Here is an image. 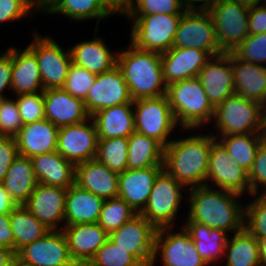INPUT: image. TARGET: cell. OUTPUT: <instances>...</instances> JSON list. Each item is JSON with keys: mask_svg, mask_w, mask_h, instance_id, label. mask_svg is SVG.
I'll return each instance as SVG.
<instances>
[{"mask_svg": "<svg viewBox=\"0 0 266 266\" xmlns=\"http://www.w3.org/2000/svg\"><path fill=\"white\" fill-rule=\"evenodd\" d=\"M211 187V185H205L187 189L186 192L189 194L187 220L226 233L241 231L244 228L245 205H241L237 199L242 195Z\"/></svg>", "mask_w": 266, "mask_h": 266, "instance_id": "obj_1", "label": "cell"}, {"mask_svg": "<svg viewBox=\"0 0 266 266\" xmlns=\"http://www.w3.org/2000/svg\"><path fill=\"white\" fill-rule=\"evenodd\" d=\"M215 139L213 134L172 139L164 148L163 169L185 189L205 186L210 149Z\"/></svg>", "mask_w": 266, "mask_h": 266, "instance_id": "obj_2", "label": "cell"}, {"mask_svg": "<svg viewBox=\"0 0 266 266\" xmlns=\"http://www.w3.org/2000/svg\"><path fill=\"white\" fill-rule=\"evenodd\" d=\"M116 54L117 66L123 73L133 100L167 94L161 53L142 50L130 43L127 50Z\"/></svg>", "mask_w": 266, "mask_h": 266, "instance_id": "obj_3", "label": "cell"}, {"mask_svg": "<svg viewBox=\"0 0 266 266\" xmlns=\"http://www.w3.org/2000/svg\"><path fill=\"white\" fill-rule=\"evenodd\" d=\"M166 95L176 124L184 130L200 129L213 120L215 108L197 77L169 84Z\"/></svg>", "mask_w": 266, "mask_h": 266, "instance_id": "obj_4", "label": "cell"}, {"mask_svg": "<svg viewBox=\"0 0 266 266\" xmlns=\"http://www.w3.org/2000/svg\"><path fill=\"white\" fill-rule=\"evenodd\" d=\"M213 120L218 130L216 139L222 135L266 134V107L236 93L215 108Z\"/></svg>", "mask_w": 266, "mask_h": 266, "instance_id": "obj_5", "label": "cell"}, {"mask_svg": "<svg viewBox=\"0 0 266 266\" xmlns=\"http://www.w3.org/2000/svg\"><path fill=\"white\" fill-rule=\"evenodd\" d=\"M125 17L134 21L130 43L139 49L162 54L172 48L182 15H126Z\"/></svg>", "mask_w": 266, "mask_h": 266, "instance_id": "obj_6", "label": "cell"}, {"mask_svg": "<svg viewBox=\"0 0 266 266\" xmlns=\"http://www.w3.org/2000/svg\"><path fill=\"white\" fill-rule=\"evenodd\" d=\"M184 187L163 169L155 179L147 204L140 214L156 229L173 227L184 197L181 194Z\"/></svg>", "mask_w": 266, "mask_h": 266, "instance_id": "obj_7", "label": "cell"}, {"mask_svg": "<svg viewBox=\"0 0 266 266\" xmlns=\"http://www.w3.org/2000/svg\"><path fill=\"white\" fill-rule=\"evenodd\" d=\"M135 132L158 141L164 148L177 127L167 95L133 101Z\"/></svg>", "mask_w": 266, "mask_h": 266, "instance_id": "obj_8", "label": "cell"}, {"mask_svg": "<svg viewBox=\"0 0 266 266\" xmlns=\"http://www.w3.org/2000/svg\"><path fill=\"white\" fill-rule=\"evenodd\" d=\"M223 53L233 52L249 35V9L231 0H216L208 9Z\"/></svg>", "mask_w": 266, "mask_h": 266, "instance_id": "obj_9", "label": "cell"}, {"mask_svg": "<svg viewBox=\"0 0 266 266\" xmlns=\"http://www.w3.org/2000/svg\"><path fill=\"white\" fill-rule=\"evenodd\" d=\"M172 48H196L211 57L222 54L208 10L187 9L181 17Z\"/></svg>", "mask_w": 266, "mask_h": 266, "instance_id": "obj_10", "label": "cell"}, {"mask_svg": "<svg viewBox=\"0 0 266 266\" xmlns=\"http://www.w3.org/2000/svg\"><path fill=\"white\" fill-rule=\"evenodd\" d=\"M35 32L34 40L27 47L37 58L44 90L62 88L72 64L70 48L64 51L52 37Z\"/></svg>", "mask_w": 266, "mask_h": 266, "instance_id": "obj_11", "label": "cell"}, {"mask_svg": "<svg viewBox=\"0 0 266 266\" xmlns=\"http://www.w3.org/2000/svg\"><path fill=\"white\" fill-rule=\"evenodd\" d=\"M170 229H157L151 266H155L157 255L161 257L163 266H208L184 227L177 233Z\"/></svg>", "mask_w": 266, "mask_h": 266, "instance_id": "obj_12", "label": "cell"}, {"mask_svg": "<svg viewBox=\"0 0 266 266\" xmlns=\"http://www.w3.org/2000/svg\"><path fill=\"white\" fill-rule=\"evenodd\" d=\"M21 266H77L70 256L67 238L62 230H50L16 253Z\"/></svg>", "mask_w": 266, "mask_h": 266, "instance_id": "obj_13", "label": "cell"}, {"mask_svg": "<svg viewBox=\"0 0 266 266\" xmlns=\"http://www.w3.org/2000/svg\"><path fill=\"white\" fill-rule=\"evenodd\" d=\"M157 229L141 214H136L109 234L119 247L127 250L142 266H151Z\"/></svg>", "mask_w": 266, "mask_h": 266, "instance_id": "obj_14", "label": "cell"}, {"mask_svg": "<svg viewBox=\"0 0 266 266\" xmlns=\"http://www.w3.org/2000/svg\"><path fill=\"white\" fill-rule=\"evenodd\" d=\"M98 140L95 122L90 117L81 123L59 127L56 151L76 165L95 159Z\"/></svg>", "mask_w": 266, "mask_h": 266, "instance_id": "obj_15", "label": "cell"}, {"mask_svg": "<svg viewBox=\"0 0 266 266\" xmlns=\"http://www.w3.org/2000/svg\"><path fill=\"white\" fill-rule=\"evenodd\" d=\"M208 180L217 186L216 189L230 190L241 195L248 192L251 195L248 172L232 159L217 139L210 149L206 186Z\"/></svg>", "mask_w": 266, "mask_h": 266, "instance_id": "obj_16", "label": "cell"}, {"mask_svg": "<svg viewBox=\"0 0 266 266\" xmlns=\"http://www.w3.org/2000/svg\"><path fill=\"white\" fill-rule=\"evenodd\" d=\"M133 101L123 73L116 65L111 70L96 75L84 103L92 116L102 109Z\"/></svg>", "mask_w": 266, "mask_h": 266, "instance_id": "obj_17", "label": "cell"}, {"mask_svg": "<svg viewBox=\"0 0 266 266\" xmlns=\"http://www.w3.org/2000/svg\"><path fill=\"white\" fill-rule=\"evenodd\" d=\"M66 195V188L38 183L23 206L49 230H62L59 223L65 224Z\"/></svg>", "mask_w": 266, "mask_h": 266, "instance_id": "obj_18", "label": "cell"}, {"mask_svg": "<svg viewBox=\"0 0 266 266\" xmlns=\"http://www.w3.org/2000/svg\"><path fill=\"white\" fill-rule=\"evenodd\" d=\"M197 78L203 85L211 105L216 108L235 93L231 52L211 57Z\"/></svg>", "mask_w": 266, "mask_h": 266, "instance_id": "obj_19", "label": "cell"}, {"mask_svg": "<svg viewBox=\"0 0 266 266\" xmlns=\"http://www.w3.org/2000/svg\"><path fill=\"white\" fill-rule=\"evenodd\" d=\"M43 96L45 119L58 128L81 123L91 117L86 110L84 100L72 96L63 88L45 89Z\"/></svg>", "mask_w": 266, "mask_h": 266, "instance_id": "obj_20", "label": "cell"}, {"mask_svg": "<svg viewBox=\"0 0 266 266\" xmlns=\"http://www.w3.org/2000/svg\"><path fill=\"white\" fill-rule=\"evenodd\" d=\"M211 56L196 48H171L161 54L163 78L173 82L196 78Z\"/></svg>", "mask_w": 266, "mask_h": 266, "instance_id": "obj_21", "label": "cell"}, {"mask_svg": "<svg viewBox=\"0 0 266 266\" xmlns=\"http://www.w3.org/2000/svg\"><path fill=\"white\" fill-rule=\"evenodd\" d=\"M62 231L77 266H86L109 237L98 223L63 226Z\"/></svg>", "mask_w": 266, "mask_h": 266, "instance_id": "obj_22", "label": "cell"}, {"mask_svg": "<svg viewBox=\"0 0 266 266\" xmlns=\"http://www.w3.org/2000/svg\"><path fill=\"white\" fill-rule=\"evenodd\" d=\"M163 167L127 169L119 174L118 197H121L135 212L145 208L155 179Z\"/></svg>", "mask_w": 266, "mask_h": 266, "instance_id": "obj_23", "label": "cell"}, {"mask_svg": "<svg viewBox=\"0 0 266 266\" xmlns=\"http://www.w3.org/2000/svg\"><path fill=\"white\" fill-rule=\"evenodd\" d=\"M75 184L107 200L118 196L119 174L93 159L76 164Z\"/></svg>", "mask_w": 266, "mask_h": 266, "instance_id": "obj_24", "label": "cell"}, {"mask_svg": "<svg viewBox=\"0 0 266 266\" xmlns=\"http://www.w3.org/2000/svg\"><path fill=\"white\" fill-rule=\"evenodd\" d=\"M59 128L48 119L23 125L15 136L18 154L32 158L57 149Z\"/></svg>", "mask_w": 266, "mask_h": 266, "instance_id": "obj_25", "label": "cell"}, {"mask_svg": "<svg viewBox=\"0 0 266 266\" xmlns=\"http://www.w3.org/2000/svg\"><path fill=\"white\" fill-rule=\"evenodd\" d=\"M39 184L68 189L75 184L76 165L57 151L31 158Z\"/></svg>", "mask_w": 266, "mask_h": 266, "instance_id": "obj_26", "label": "cell"}, {"mask_svg": "<svg viewBox=\"0 0 266 266\" xmlns=\"http://www.w3.org/2000/svg\"><path fill=\"white\" fill-rule=\"evenodd\" d=\"M235 93L266 107V66L238 59L231 52Z\"/></svg>", "mask_w": 266, "mask_h": 266, "instance_id": "obj_27", "label": "cell"}, {"mask_svg": "<svg viewBox=\"0 0 266 266\" xmlns=\"http://www.w3.org/2000/svg\"><path fill=\"white\" fill-rule=\"evenodd\" d=\"M104 199L77 184L67 189L65 225L98 223Z\"/></svg>", "mask_w": 266, "mask_h": 266, "instance_id": "obj_28", "label": "cell"}, {"mask_svg": "<svg viewBox=\"0 0 266 266\" xmlns=\"http://www.w3.org/2000/svg\"><path fill=\"white\" fill-rule=\"evenodd\" d=\"M11 90L16 96L44 91L37 58L28 47L23 51L12 47Z\"/></svg>", "mask_w": 266, "mask_h": 266, "instance_id": "obj_29", "label": "cell"}, {"mask_svg": "<svg viewBox=\"0 0 266 266\" xmlns=\"http://www.w3.org/2000/svg\"><path fill=\"white\" fill-rule=\"evenodd\" d=\"M82 41L70 48L72 63L96 75L111 70L117 65V54H113L102 38Z\"/></svg>", "mask_w": 266, "mask_h": 266, "instance_id": "obj_30", "label": "cell"}, {"mask_svg": "<svg viewBox=\"0 0 266 266\" xmlns=\"http://www.w3.org/2000/svg\"><path fill=\"white\" fill-rule=\"evenodd\" d=\"M133 103L102 109L91 117L95 122L98 138L111 139L117 137L128 138L135 132Z\"/></svg>", "mask_w": 266, "mask_h": 266, "instance_id": "obj_31", "label": "cell"}, {"mask_svg": "<svg viewBox=\"0 0 266 266\" xmlns=\"http://www.w3.org/2000/svg\"><path fill=\"white\" fill-rule=\"evenodd\" d=\"M2 184L17 206L24 205L38 184L31 158L18 155Z\"/></svg>", "mask_w": 266, "mask_h": 266, "instance_id": "obj_32", "label": "cell"}, {"mask_svg": "<svg viewBox=\"0 0 266 266\" xmlns=\"http://www.w3.org/2000/svg\"><path fill=\"white\" fill-rule=\"evenodd\" d=\"M183 227L189 233L195 248L207 265L217 263L224 257L225 246L229 237L225 231L210 228L191 220H187Z\"/></svg>", "mask_w": 266, "mask_h": 266, "instance_id": "obj_33", "label": "cell"}, {"mask_svg": "<svg viewBox=\"0 0 266 266\" xmlns=\"http://www.w3.org/2000/svg\"><path fill=\"white\" fill-rule=\"evenodd\" d=\"M164 147L155 139L133 132L128 137L127 169L163 167Z\"/></svg>", "mask_w": 266, "mask_h": 266, "instance_id": "obj_34", "label": "cell"}, {"mask_svg": "<svg viewBox=\"0 0 266 266\" xmlns=\"http://www.w3.org/2000/svg\"><path fill=\"white\" fill-rule=\"evenodd\" d=\"M224 253L225 266H262L258 240L245 227L228 237Z\"/></svg>", "mask_w": 266, "mask_h": 266, "instance_id": "obj_35", "label": "cell"}, {"mask_svg": "<svg viewBox=\"0 0 266 266\" xmlns=\"http://www.w3.org/2000/svg\"><path fill=\"white\" fill-rule=\"evenodd\" d=\"M9 218L10 227L15 239V253L25 245L39 240L50 231L23 205L16 206L9 214Z\"/></svg>", "mask_w": 266, "mask_h": 266, "instance_id": "obj_36", "label": "cell"}, {"mask_svg": "<svg viewBox=\"0 0 266 266\" xmlns=\"http://www.w3.org/2000/svg\"><path fill=\"white\" fill-rule=\"evenodd\" d=\"M265 139L266 134H232L222 135L218 140L232 159L249 172L255 160L258 147Z\"/></svg>", "mask_w": 266, "mask_h": 266, "instance_id": "obj_37", "label": "cell"}, {"mask_svg": "<svg viewBox=\"0 0 266 266\" xmlns=\"http://www.w3.org/2000/svg\"><path fill=\"white\" fill-rule=\"evenodd\" d=\"M48 14H62L72 21L96 19L100 20L113 15L100 0H58L47 12Z\"/></svg>", "mask_w": 266, "mask_h": 266, "instance_id": "obj_38", "label": "cell"}, {"mask_svg": "<svg viewBox=\"0 0 266 266\" xmlns=\"http://www.w3.org/2000/svg\"><path fill=\"white\" fill-rule=\"evenodd\" d=\"M128 138L99 139L95 159L118 174L127 170Z\"/></svg>", "mask_w": 266, "mask_h": 266, "instance_id": "obj_39", "label": "cell"}, {"mask_svg": "<svg viewBox=\"0 0 266 266\" xmlns=\"http://www.w3.org/2000/svg\"><path fill=\"white\" fill-rule=\"evenodd\" d=\"M135 215L136 212L117 196L104 201L98 224L110 234Z\"/></svg>", "mask_w": 266, "mask_h": 266, "instance_id": "obj_40", "label": "cell"}, {"mask_svg": "<svg viewBox=\"0 0 266 266\" xmlns=\"http://www.w3.org/2000/svg\"><path fill=\"white\" fill-rule=\"evenodd\" d=\"M86 266H142L109 237Z\"/></svg>", "mask_w": 266, "mask_h": 266, "instance_id": "obj_41", "label": "cell"}, {"mask_svg": "<svg viewBox=\"0 0 266 266\" xmlns=\"http://www.w3.org/2000/svg\"><path fill=\"white\" fill-rule=\"evenodd\" d=\"M186 10L183 0H132L125 15H182Z\"/></svg>", "mask_w": 266, "mask_h": 266, "instance_id": "obj_42", "label": "cell"}, {"mask_svg": "<svg viewBox=\"0 0 266 266\" xmlns=\"http://www.w3.org/2000/svg\"><path fill=\"white\" fill-rule=\"evenodd\" d=\"M232 53L242 61L266 66V33L249 34Z\"/></svg>", "mask_w": 266, "mask_h": 266, "instance_id": "obj_43", "label": "cell"}, {"mask_svg": "<svg viewBox=\"0 0 266 266\" xmlns=\"http://www.w3.org/2000/svg\"><path fill=\"white\" fill-rule=\"evenodd\" d=\"M245 206L244 227L258 240L266 238V195H257Z\"/></svg>", "mask_w": 266, "mask_h": 266, "instance_id": "obj_44", "label": "cell"}, {"mask_svg": "<svg viewBox=\"0 0 266 266\" xmlns=\"http://www.w3.org/2000/svg\"><path fill=\"white\" fill-rule=\"evenodd\" d=\"M95 77L96 74L72 63L62 88L72 96L85 100Z\"/></svg>", "mask_w": 266, "mask_h": 266, "instance_id": "obj_45", "label": "cell"}, {"mask_svg": "<svg viewBox=\"0 0 266 266\" xmlns=\"http://www.w3.org/2000/svg\"><path fill=\"white\" fill-rule=\"evenodd\" d=\"M16 104L23 125L45 119V104L43 92L17 95Z\"/></svg>", "mask_w": 266, "mask_h": 266, "instance_id": "obj_46", "label": "cell"}, {"mask_svg": "<svg viewBox=\"0 0 266 266\" xmlns=\"http://www.w3.org/2000/svg\"><path fill=\"white\" fill-rule=\"evenodd\" d=\"M23 127L16 100H0V132L2 136L15 137Z\"/></svg>", "mask_w": 266, "mask_h": 266, "instance_id": "obj_47", "label": "cell"}, {"mask_svg": "<svg viewBox=\"0 0 266 266\" xmlns=\"http://www.w3.org/2000/svg\"><path fill=\"white\" fill-rule=\"evenodd\" d=\"M249 183L251 187V195L260 194V184L265 189L261 195H266V139L260 144L255 155L251 170L248 172Z\"/></svg>", "mask_w": 266, "mask_h": 266, "instance_id": "obj_48", "label": "cell"}, {"mask_svg": "<svg viewBox=\"0 0 266 266\" xmlns=\"http://www.w3.org/2000/svg\"><path fill=\"white\" fill-rule=\"evenodd\" d=\"M31 11L27 0H0V23L22 19Z\"/></svg>", "mask_w": 266, "mask_h": 266, "instance_id": "obj_49", "label": "cell"}, {"mask_svg": "<svg viewBox=\"0 0 266 266\" xmlns=\"http://www.w3.org/2000/svg\"><path fill=\"white\" fill-rule=\"evenodd\" d=\"M18 155L15 137H0V183L3 182L11 163Z\"/></svg>", "mask_w": 266, "mask_h": 266, "instance_id": "obj_50", "label": "cell"}, {"mask_svg": "<svg viewBox=\"0 0 266 266\" xmlns=\"http://www.w3.org/2000/svg\"><path fill=\"white\" fill-rule=\"evenodd\" d=\"M12 83V47L0 55V100L5 99L4 89L11 90Z\"/></svg>", "mask_w": 266, "mask_h": 266, "instance_id": "obj_51", "label": "cell"}, {"mask_svg": "<svg viewBox=\"0 0 266 266\" xmlns=\"http://www.w3.org/2000/svg\"><path fill=\"white\" fill-rule=\"evenodd\" d=\"M248 31L249 34L266 33V7L263 5L249 9Z\"/></svg>", "mask_w": 266, "mask_h": 266, "instance_id": "obj_52", "label": "cell"}, {"mask_svg": "<svg viewBox=\"0 0 266 266\" xmlns=\"http://www.w3.org/2000/svg\"><path fill=\"white\" fill-rule=\"evenodd\" d=\"M0 247H7L15 252V239L10 227L9 214L0 215Z\"/></svg>", "mask_w": 266, "mask_h": 266, "instance_id": "obj_53", "label": "cell"}, {"mask_svg": "<svg viewBox=\"0 0 266 266\" xmlns=\"http://www.w3.org/2000/svg\"><path fill=\"white\" fill-rule=\"evenodd\" d=\"M104 6L112 13L123 14L125 16L132 0H100Z\"/></svg>", "mask_w": 266, "mask_h": 266, "instance_id": "obj_54", "label": "cell"}, {"mask_svg": "<svg viewBox=\"0 0 266 266\" xmlns=\"http://www.w3.org/2000/svg\"><path fill=\"white\" fill-rule=\"evenodd\" d=\"M16 206L10 194L5 190L3 184L0 183V215L10 214Z\"/></svg>", "mask_w": 266, "mask_h": 266, "instance_id": "obj_55", "label": "cell"}, {"mask_svg": "<svg viewBox=\"0 0 266 266\" xmlns=\"http://www.w3.org/2000/svg\"><path fill=\"white\" fill-rule=\"evenodd\" d=\"M15 263L16 253L7 247H0V266H13Z\"/></svg>", "mask_w": 266, "mask_h": 266, "instance_id": "obj_56", "label": "cell"}, {"mask_svg": "<svg viewBox=\"0 0 266 266\" xmlns=\"http://www.w3.org/2000/svg\"><path fill=\"white\" fill-rule=\"evenodd\" d=\"M30 8L36 9V11H41L42 13H47L58 0H27ZM36 7V8H35Z\"/></svg>", "mask_w": 266, "mask_h": 266, "instance_id": "obj_57", "label": "cell"}, {"mask_svg": "<svg viewBox=\"0 0 266 266\" xmlns=\"http://www.w3.org/2000/svg\"><path fill=\"white\" fill-rule=\"evenodd\" d=\"M184 6L186 9H202L207 10L211 5H213L216 0H183ZM200 3V6L197 7L195 3Z\"/></svg>", "mask_w": 266, "mask_h": 266, "instance_id": "obj_58", "label": "cell"}, {"mask_svg": "<svg viewBox=\"0 0 266 266\" xmlns=\"http://www.w3.org/2000/svg\"><path fill=\"white\" fill-rule=\"evenodd\" d=\"M259 257L262 266H266V238L258 239Z\"/></svg>", "mask_w": 266, "mask_h": 266, "instance_id": "obj_59", "label": "cell"}, {"mask_svg": "<svg viewBox=\"0 0 266 266\" xmlns=\"http://www.w3.org/2000/svg\"><path fill=\"white\" fill-rule=\"evenodd\" d=\"M239 5L246 7L247 9H251L256 5H260L262 0H231Z\"/></svg>", "mask_w": 266, "mask_h": 266, "instance_id": "obj_60", "label": "cell"}, {"mask_svg": "<svg viewBox=\"0 0 266 266\" xmlns=\"http://www.w3.org/2000/svg\"><path fill=\"white\" fill-rule=\"evenodd\" d=\"M264 3H262V5L264 6V7H266V0H262Z\"/></svg>", "mask_w": 266, "mask_h": 266, "instance_id": "obj_61", "label": "cell"}, {"mask_svg": "<svg viewBox=\"0 0 266 266\" xmlns=\"http://www.w3.org/2000/svg\"><path fill=\"white\" fill-rule=\"evenodd\" d=\"M13 266H21V265H19V264L16 262Z\"/></svg>", "mask_w": 266, "mask_h": 266, "instance_id": "obj_62", "label": "cell"}]
</instances>
